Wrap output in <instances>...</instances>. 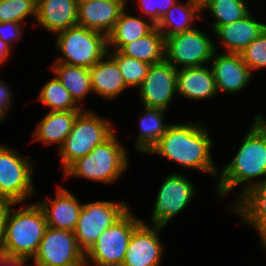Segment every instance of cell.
<instances>
[{"mask_svg":"<svg viewBox=\"0 0 266 266\" xmlns=\"http://www.w3.org/2000/svg\"><path fill=\"white\" fill-rule=\"evenodd\" d=\"M32 261L35 266H85V254L74 232L47 227Z\"/></svg>","mask_w":266,"mask_h":266,"instance_id":"11","label":"cell"},{"mask_svg":"<svg viewBox=\"0 0 266 266\" xmlns=\"http://www.w3.org/2000/svg\"><path fill=\"white\" fill-rule=\"evenodd\" d=\"M127 151L120 145L115 132L88 155L73 162L65 171V177L77 176L111 183L116 181L128 167Z\"/></svg>","mask_w":266,"mask_h":266,"instance_id":"4","label":"cell"},{"mask_svg":"<svg viewBox=\"0 0 266 266\" xmlns=\"http://www.w3.org/2000/svg\"><path fill=\"white\" fill-rule=\"evenodd\" d=\"M141 222L133 231L122 266H161L163 244L159 239V230L163 226Z\"/></svg>","mask_w":266,"mask_h":266,"instance_id":"14","label":"cell"},{"mask_svg":"<svg viewBox=\"0 0 266 266\" xmlns=\"http://www.w3.org/2000/svg\"><path fill=\"white\" fill-rule=\"evenodd\" d=\"M145 114L138 121L140 123V132L136 137V150L143 153L149 151L162 138L171 124L165 123L163 116L164 109L143 106Z\"/></svg>","mask_w":266,"mask_h":266,"instance_id":"27","label":"cell"},{"mask_svg":"<svg viewBox=\"0 0 266 266\" xmlns=\"http://www.w3.org/2000/svg\"><path fill=\"white\" fill-rule=\"evenodd\" d=\"M52 70L62 85L69 91L74 102L82 108L80 101L89 92H92L89 68L55 62Z\"/></svg>","mask_w":266,"mask_h":266,"instance_id":"28","label":"cell"},{"mask_svg":"<svg viewBox=\"0 0 266 266\" xmlns=\"http://www.w3.org/2000/svg\"><path fill=\"white\" fill-rule=\"evenodd\" d=\"M141 11L157 25L161 17L177 2V0H137Z\"/></svg>","mask_w":266,"mask_h":266,"instance_id":"34","label":"cell"},{"mask_svg":"<svg viewBox=\"0 0 266 266\" xmlns=\"http://www.w3.org/2000/svg\"><path fill=\"white\" fill-rule=\"evenodd\" d=\"M107 54L116 63L122 73L126 87H140L144 78L147 76L150 64L122 54L119 50L108 49Z\"/></svg>","mask_w":266,"mask_h":266,"instance_id":"31","label":"cell"},{"mask_svg":"<svg viewBox=\"0 0 266 266\" xmlns=\"http://www.w3.org/2000/svg\"><path fill=\"white\" fill-rule=\"evenodd\" d=\"M28 260L15 259L0 253V266H25Z\"/></svg>","mask_w":266,"mask_h":266,"instance_id":"38","label":"cell"},{"mask_svg":"<svg viewBox=\"0 0 266 266\" xmlns=\"http://www.w3.org/2000/svg\"><path fill=\"white\" fill-rule=\"evenodd\" d=\"M193 186L184 175L169 174L158 191L152 210L151 225L165 227L176 214L184 210L195 194Z\"/></svg>","mask_w":266,"mask_h":266,"instance_id":"12","label":"cell"},{"mask_svg":"<svg viewBox=\"0 0 266 266\" xmlns=\"http://www.w3.org/2000/svg\"><path fill=\"white\" fill-rule=\"evenodd\" d=\"M48 225L37 204L10 211L1 254L15 259L31 260L38 251Z\"/></svg>","mask_w":266,"mask_h":266,"instance_id":"3","label":"cell"},{"mask_svg":"<svg viewBox=\"0 0 266 266\" xmlns=\"http://www.w3.org/2000/svg\"><path fill=\"white\" fill-rule=\"evenodd\" d=\"M119 51L150 65L157 64L165 60V37L155 26L147 35L125 44Z\"/></svg>","mask_w":266,"mask_h":266,"instance_id":"25","label":"cell"},{"mask_svg":"<svg viewBox=\"0 0 266 266\" xmlns=\"http://www.w3.org/2000/svg\"><path fill=\"white\" fill-rule=\"evenodd\" d=\"M211 61L210 67L218 92L237 94L252 78V73L240 53L217 54L215 51Z\"/></svg>","mask_w":266,"mask_h":266,"instance_id":"15","label":"cell"},{"mask_svg":"<svg viewBox=\"0 0 266 266\" xmlns=\"http://www.w3.org/2000/svg\"><path fill=\"white\" fill-rule=\"evenodd\" d=\"M29 15L36 19L37 0H0V22L23 24Z\"/></svg>","mask_w":266,"mask_h":266,"instance_id":"32","label":"cell"},{"mask_svg":"<svg viewBox=\"0 0 266 266\" xmlns=\"http://www.w3.org/2000/svg\"><path fill=\"white\" fill-rule=\"evenodd\" d=\"M78 5L73 0H37L36 21L52 33L77 25Z\"/></svg>","mask_w":266,"mask_h":266,"instance_id":"19","label":"cell"},{"mask_svg":"<svg viewBox=\"0 0 266 266\" xmlns=\"http://www.w3.org/2000/svg\"><path fill=\"white\" fill-rule=\"evenodd\" d=\"M251 73L266 68V29L240 52Z\"/></svg>","mask_w":266,"mask_h":266,"instance_id":"33","label":"cell"},{"mask_svg":"<svg viewBox=\"0 0 266 266\" xmlns=\"http://www.w3.org/2000/svg\"><path fill=\"white\" fill-rule=\"evenodd\" d=\"M212 142L201 123L171 124L149 153L217 177L218 168L211 157Z\"/></svg>","mask_w":266,"mask_h":266,"instance_id":"2","label":"cell"},{"mask_svg":"<svg viewBox=\"0 0 266 266\" xmlns=\"http://www.w3.org/2000/svg\"><path fill=\"white\" fill-rule=\"evenodd\" d=\"M77 5H80V4H82V3H85V2H87V1H89V0H73Z\"/></svg>","mask_w":266,"mask_h":266,"instance_id":"41","label":"cell"},{"mask_svg":"<svg viewBox=\"0 0 266 266\" xmlns=\"http://www.w3.org/2000/svg\"><path fill=\"white\" fill-rule=\"evenodd\" d=\"M142 222L130 209L109 226L85 254V266H122L134 229Z\"/></svg>","mask_w":266,"mask_h":266,"instance_id":"7","label":"cell"},{"mask_svg":"<svg viewBox=\"0 0 266 266\" xmlns=\"http://www.w3.org/2000/svg\"><path fill=\"white\" fill-rule=\"evenodd\" d=\"M38 100L50 108V112L83 110L72 99L69 91L62 85L56 76L42 87Z\"/></svg>","mask_w":266,"mask_h":266,"instance_id":"30","label":"cell"},{"mask_svg":"<svg viewBox=\"0 0 266 266\" xmlns=\"http://www.w3.org/2000/svg\"><path fill=\"white\" fill-rule=\"evenodd\" d=\"M12 48L13 47H11L8 43L0 39V64L3 63L12 53L10 52Z\"/></svg>","mask_w":266,"mask_h":266,"instance_id":"39","label":"cell"},{"mask_svg":"<svg viewBox=\"0 0 266 266\" xmlns=\"http://www.w3.org/2000/svg\"><path fill=\"white\" fill-rule=\"evenodd\" d=\"M191 2L197 3L200 6H202L203 4H205L208 0H190Z\"/></svg>","mask_w":266,"mask_h":266,"instance_id":"40","label":"cell"},{"mask_svg":"<svg viewBox=\"0 0 266 266\" xmlns=\"http://www.w3.org/2000/svg\"><path fill=\"white\" fill-rule=\"evenodd\" d=\"M30 160L31 157L25 158L17 150L0 145V197L19 204L34 195V163Z\"/></svg>","mask_w":266,"mask_h":266,"instance_id":"8","label":"cell"},{"mask_svg":"<svg viewBox=\"0 0 266 266\" xmlns=\"http://www.w3.org/2000/svg\"><path fill=\"white\" fill-rule=\"evenodd\" d=\"M215 51V42L197 28L165 38V60L176 69L204 66Z\"/></svg>","mask_w":266,"mask_h":266,"instance_id":"10","label":"cell"},{"mask_svg":"<svg viewBox=\"0 0 266 266\" xmlns=\"http://www.w3.org/2000/svg\"><path fill=\"white\" fill-rule=\"evenodd\" d=\"M43 210L48 227L74 232L83 208L74 194L58 186L55 199L37 202Z\"/></svg>","mask_w":266,"mask_h":266,"instance_id":"17","label":"cell"},{"mask_svg":"<svg viewBox=\"0 0 266 266\" xmlns=\"http://www.w3.org/2000/svg\"><path fill=\"white\" fill-rule=\"evenodd\" d=\"M13 205H16V203L12 200L0 197V253L4 241L7 219L11 209H13Z\"/></svg>","mask_w":266,"mask_h":266,"instance_id":"36","label":"cell"},{"mask_svg":"<svg viewBox=\"0 0 266 266\" xmlns=\"http://www.w3.org/2000/svg\"><path fill=\"white\" fill-rule=\"evenodd\" d=\"M114 132L112 122L101 119L90 110L83 109L77 115L71 132L59 149L63 170L65 171L73 162L88 155Z\"/></svg>","mask_w":266,"mask_h":266,"instance_id":"5","label":"cell"},{"mask_svg":"<svg viewBox=\"0 0 266 266\" xmlns=\"http://www.w3.org/2000/svg\"><path fill=\"white\" fill-rule=\"evenodd\" d=\"M82 110L48 112L35 128L34 140L45 144H58L60 149L71 132L77 115Z\"/></svg>","mask_w":266,"mask_h":266,"instance_id":"23","label":"cell"},{"mask_svg":"<svg viewBox=\"0 0 266 266\" xmlns=\"http://www.w3.org/2000/svg\"><path fill=\"white\" fill-rule=\"evenodd\" d=\"M201 9L202 12L208 9L215 18L212 23L214 32L220 26L239 21L250 13L245 0H208Z\"/></svg>","mask_w":266,"mask_h":266,"instance_id":"29","label":"cell"},{"mask_svg":"<svg viewBox=\"0 0 266 266\" xmlns=\"http://www.w3.org/2000/svg\"><path fill=\"white\" fill-rule=\"evenodd\" d=\"M104 58L89 68L91 89L92 93L99 94L107 100H114L127 87L117 63L109 58L108 54Z\"/></svg>","mask_w":266,"mask_h":266,"instance_id":"22","label":"cell"},{"mask_svg":"<svg viewBox=\"0 0 266 266\" xmlns=\"http://www.w3.org/2000/svg\"><path fill=\"white\" fill-rule=\"evenodd\" d=\"M265 29L266 25L249 13L239 21L220 26L214 33L225 45L227 53H240Z\"/></svg>","mask_w":266,"mask_h":266,"instance_id":"21","label":"cell"},{"mask_svg":"<svg viewBox=\"0 0 266 266\" xmlns=\"http://www.w3.org/2000/svg\"><path fill=\"white\" fill-rule=\"evenodd\" d=\"M221 174V175H219ZM216 192L218 197L230 193L236 186L244 184L239 198L251 187L266 180V119L256 115L250 131L245 135L235 157L218 173ZM264 177L263 180L255 178ZM253 180V181H252Z\"/></svg>","mask_w":266,"mask_h":266,"instance_id":"1","label":"cell"},{"mask_svg":"<svg viewBox=\"0 0 266 266\" xmlns=\"http://www.w3.org/2000/svg\"><path fill=\"white\" fill-rule=\"evenodd\" d=\"M236 201L231 210L241 215L244 224L258 230L262 246L266 248V180L251 187Z\"/></svg>","mask_w":266,"mask_h":266,"instance_id":"18","label":"cell"},{"mask_svg":"<svg viewBox=\"0 0 266 266\" xmlns=\"http://www.w3.org/2000/svg\"><path fill=\"white\" fill-rule=\"evenodd\" d=\"M202 9L197 3L187 0L186 3H175L160 19L156 28L163 34L169 37L175 34L183 33L194 29L193 21L202 19ZM178 16V17H177ZM192 24V25H191ZM167 28V29H166Z\"/></svg>","mask_w":266,"mask_h":266,"instance_id":"24","label":"cell"},{"mask_svg":"<svg viewBox=\"0 0 266 266\" xmlns=\"http://www.w3.org/2000/svg\"><path fill=\"white\" fill-rule=\"evenodd\" d=\"M177 93L184 98L203 100L218 94L211 67L177 69Z\"/></svg>","mask_w":266,"mask_h":266,"instance_id":"20","label":"cell"},{"mask_svg":"<svg viewBox=\"0 0 266 266\" xmlns=\"http://www.w3.org/2000/svg\"><path fill=\"white\" fill-rule=\"evenodd\" d=\"M22 28L23 25L20 23L9 21L4 23L0 22V39L12 47L13 45L11 44V41L13 42V40L16 41L17 39H20Z\"/></svg>","mask_w":266,"mask_h":266,"instance_id":"35","label":"cell"},{"mask_svg":"<svg viewBox=\"0 0 266 266\" xmlns=\"http://www.w3.org/2000/svg\"><path fill=\"white\" fill-rule=\"evenodd\" d=\"M130 208L125 201H95L84 203L74 235L79 248L86 254L99 236Z\"/></svg>","mask_w":266,"mask_h":266,"instance_id":"9","label":"cell"},{"mask_svg":"<svg viewBox=\"0 0 266 266\" xmlns=\"http://www.w3.org/2000/svg\"><path fill=\"white\" fill-rule=\"evenodd\" d=\"M138 89L143 106L166 110L177 93V69L166 60L150 65Z\"/></svg>","mask_w":266,"mask_h":266,"instance_id":"13","label":"cell"},{"mask_svg":"<svg viewBox=\"0 0 266 266\" xmlns=\"http://www.w3.org/2000/svg\"><path fill=\"white\" fill-rule=\"evenodd\" d=\"M126 0H89L78 5L77 25L108 36L121 13L127 9Z\"/></svg>","mask_w":266,"mask_h":266,"instance_id":"16","label":"cell"},{"mask_svg":"<svg viewBox=\"0 0 266 266\" xmlns=\"http://www.w3.org/2000/svg\"><path fill=\"white\" fill-rule=\"evenodd\" d=\"M124 10L115 27L107 36L108 49L120 50L125 44L147 35L156 25L151 21H145L139 17L131 16ZM111 45V46H109Z\"/></svg>","mask_w":266,"mask_h":266,"instance_id":"26","label":"cell"},{"mask_svg":"<svg viewBox=\"0 0 266 266\" xmlns=\"http://www.w3.org/2000/svg\"><path fill=\"white\" fill-rule=\"evenodd\" d=\"M55 35L56 47L63 54L55 62L91 68L107 55V36L100 32L75 25Z\"/></svg>","mask_w":266,"mask_h":266,"instance_id":"6","label":"cell"},{"mask_svg":"<svg viewBox=\"0 0 266 266\" xmlns=\"http://www.w3.org/2000/svg\"><path fill=\"white\" fill-rule=\"evenodd\" d=\"M3 80L0 79V121H4L6 118V112L12 104V93Z\"/></svg>","mask_w":266,"mask_h":266,"instance_id":"37","label":"cell"}]
</instances>
